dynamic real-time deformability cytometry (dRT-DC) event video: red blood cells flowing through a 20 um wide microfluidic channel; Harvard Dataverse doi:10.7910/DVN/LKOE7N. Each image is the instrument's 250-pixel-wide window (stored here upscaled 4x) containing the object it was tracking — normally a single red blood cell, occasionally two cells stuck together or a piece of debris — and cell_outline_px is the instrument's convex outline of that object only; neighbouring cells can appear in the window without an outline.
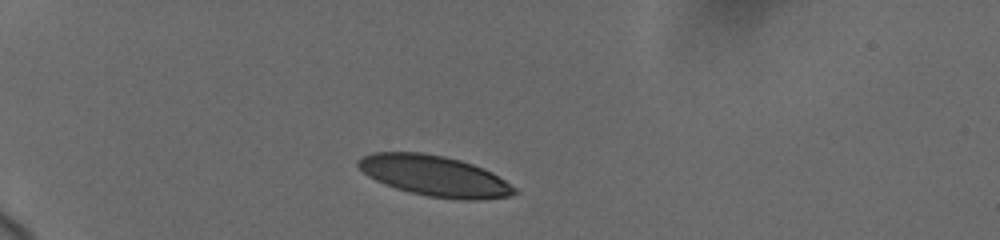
{"species": "human", "species_latin": "Homo sapiens", "temperature_condition": "cold", "stored_images_in_passage": 21, "camera_frame_rate_fps": 3000, "um_per_image_px": 0.085, "donor": {"sex": "female"}, "frame": {"image": 1, "passage_image": 13, "time_ms": 1.667, "image_size_px": [1000, 240], "cell_outline_px": [[516, 192], [508, 196], [480, 200], [460, 200], [428, 196], [396, 188], [384, 184], [368, 176], [356, 164], [356, 160], [372, 152], [420, 152], [444, 156], [460, 160], [472, 164], [492, 172], [516, 188]], "centroid_in_image_um": [36.92, 14.94], "position_along_channel_um": 48.1, "area_um2": 36.76}}